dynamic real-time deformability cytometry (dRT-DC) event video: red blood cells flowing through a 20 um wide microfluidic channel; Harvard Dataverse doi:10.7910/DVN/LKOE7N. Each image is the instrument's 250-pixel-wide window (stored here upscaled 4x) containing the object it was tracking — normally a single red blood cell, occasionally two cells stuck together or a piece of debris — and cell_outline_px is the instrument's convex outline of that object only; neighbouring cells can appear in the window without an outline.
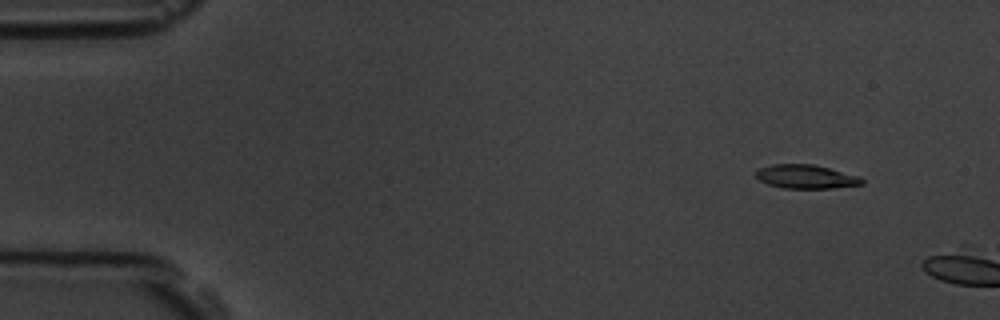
{"species": "common noctule bat (a hibernating species)", "species_latin": "Nyctalus noctula", "temperature_condition": "room temperature", "stored_images_in_passage": 3, "camera_frame_rate_fps": 3000, "um_per_image_px": 0.085, "animal": {"sex": "male", "body_mass_g": 19.5, "forearm_length_mm": 54.6}, "frame": {"image": 1, "passage_image": 2, "time_ms": 1.0, "image_size_px": [1000, 320], "cell_outline_px": [[864, 184], [832, 188], [784, 188], [768, 184], [760, 180], [756, 176], [756, 168], [772, 164], [812, 164], [860, 176], [864, 180]], "centroid_in_image_um": [68.5, 15.01], "position_along_channel_um": 16.5, "area_um2": 14.68}}